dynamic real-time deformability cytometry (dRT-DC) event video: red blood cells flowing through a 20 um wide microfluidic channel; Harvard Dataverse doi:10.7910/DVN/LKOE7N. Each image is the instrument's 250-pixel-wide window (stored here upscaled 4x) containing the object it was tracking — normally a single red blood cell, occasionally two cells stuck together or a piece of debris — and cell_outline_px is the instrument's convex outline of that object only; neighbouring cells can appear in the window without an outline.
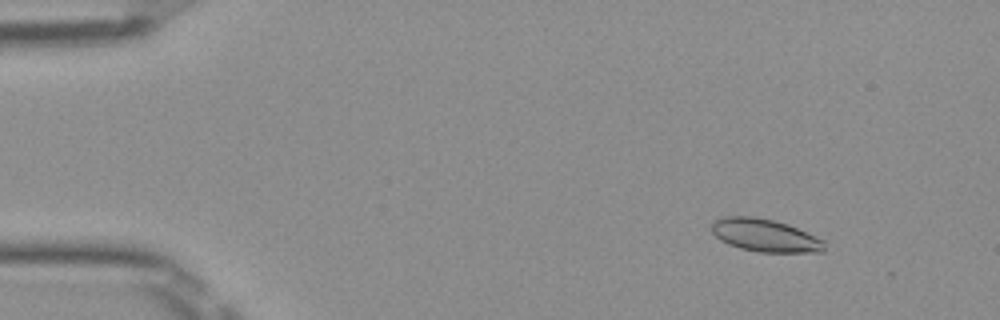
{"species": "Egyptian fruit bat (a non-hibernating species)", "species_latin": "Rousettus aegyptiacus", "temperature_condition": "room temperature", "stored_images_in_passage": 52, "camera_frame_rate_fps": 3000, "um_per_image_px": 0.085, "frame": {"image": 1, "passage_image": 7, "time_ms": 2.0, "image_size_px": [1000, 320], "cell_outline_px": [[824, 252], [756, 252], [740, 248], [728, 244], [720, 240], [712, 232], [712, 224], [716, 220], [724, 216], [756, 216], [788, 224], [824, 240]], "centroid_in_image_um": [65.02, 20.01], "position_along_channel_um": 20.0, "area_um2": 21.5}}
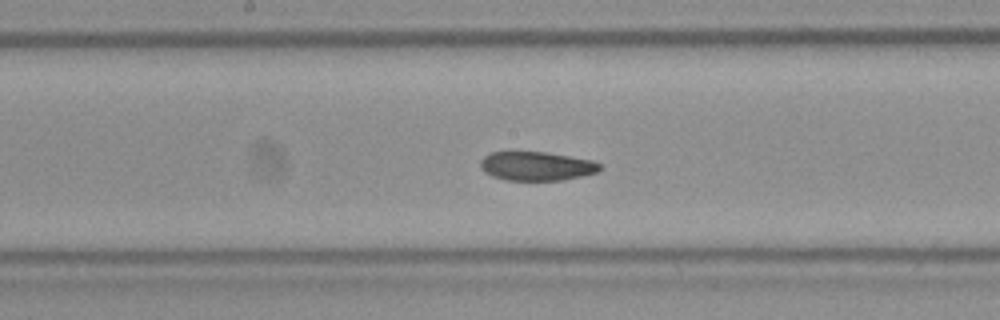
{"frame": {"image": 2, "passage_image": 28, "time_ms": 9.0, "image_size_px": [1000, 320], "cell_outline_px": [[600, 168], [596, 172], [580, 176], [560, 180], [504, 180], [492, 176], [484, 172], [480, 168], [480, 160], [488, 152], [548, 152], [592, 160], [600, 164]], "centroid_in_image_um": [45.54, 14.11], "position_along_channel_um": 202.7, "area_um2": 20.11}}
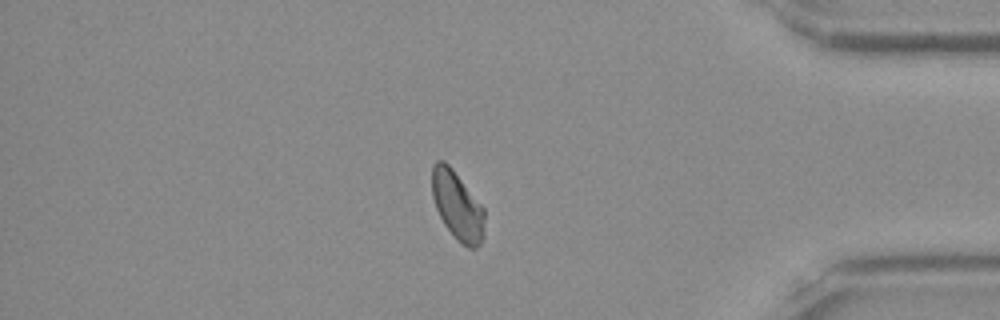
{"frame": {"image": 3, "passage_image": 45, "time_ms": 14.667, "image_size_px": [1000, 320], "cell_outline_px": [[484, 236], [480, 244], [476, 248], [468, 248], [456, 240], [444, 224], [436, 208], [432, 196], [432, 164], [436, 160], [444, 160], [452, 168], [484, 208]], "centroid_in_image_um": [38.87, 17.49], "position_along_channel_um": 396.3, "area_um2": 21.1}, "authors_computed_cell_mechanics": {"area_um2": 21.2704, "velocity_mm_per_s": 3.9515, "shape_relaxation_time_tau1_ms": 5.7019, "shape_relaxation_time_tau2_ms": 3.9696, "deformation_change_tau1": 0.114, "deformation_change_tau2": 0.0695}}